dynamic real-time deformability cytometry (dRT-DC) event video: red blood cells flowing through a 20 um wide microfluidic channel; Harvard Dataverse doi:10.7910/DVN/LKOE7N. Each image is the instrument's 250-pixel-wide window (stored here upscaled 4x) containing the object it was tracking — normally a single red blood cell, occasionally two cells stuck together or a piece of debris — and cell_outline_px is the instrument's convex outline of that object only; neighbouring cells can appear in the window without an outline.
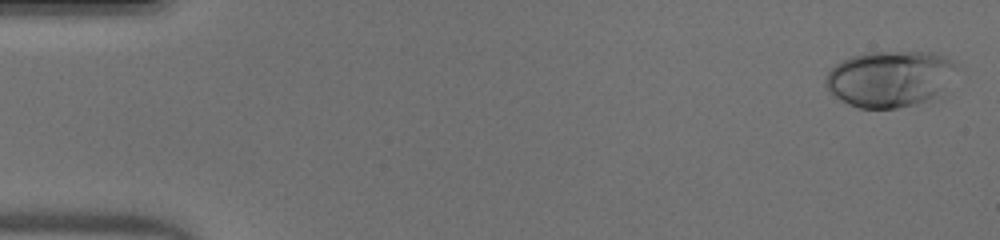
{"species": "human", "species_latin": "Homo sapiens", "temperature_condition": "warm", "stored_images_in_passage": 50, "camera_frame_rate_fps": 3000, "um_per_image_px": 0.085, "donor": {"sex": "male"}, "frame": {"image": 1, "passage_image": 2, "time_ms": 0.333, "image_size_px": [1000, 240], "cell_outline_px": [[956, 64], [940, 88], [928, 100], [916, 104], [896, 108], [860, 108], [848, 104], [832, 96], [828, 92], [824, 84], [824, 80], [828, 72], [836, 64], [852, 56], [864, 52], [932, 52], [944, 56]], "centroid_in_image_um": [75.48, 6.69], "position_along_channel_um": 9.5, "area_um2": 42.02}}
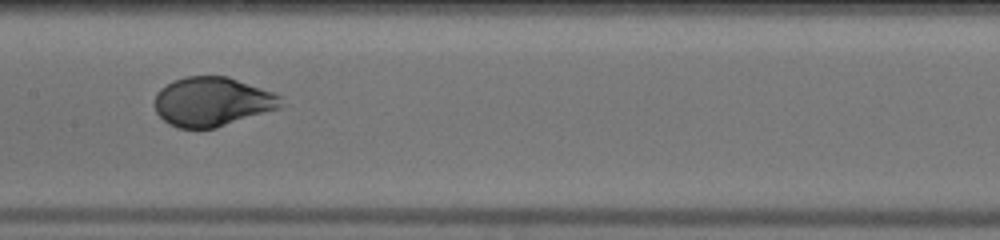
{"frame": {"image": 2, "passage_image": 26, "time_ms": 8.333, "image_size_px": [1000, 240], "cell_outline_px": [[280, 108], [216, 128], [176, 128], [168, 124], [156, 112], [156, 92], [160, 88], [172, 80], [184, 76], [228, 76], [272, 92], [280, 96]], "centroid_in_image_um": [18.0, 8.64], "position_along_channel_um": 189.4, "area_um2": 36.13}}
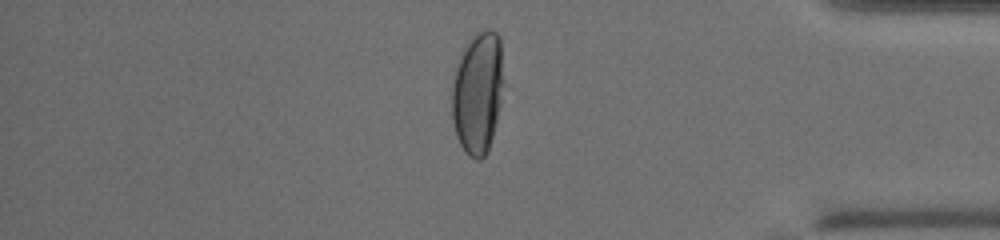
{"frame": {"image": 3, "passage_image": 43, "time_ms": 14.0, "image_size_px": [1000, 240], "cell_outline_px": [[504, 84], [500, 104], [492, 136], [488, 148], [484, 156], [480, 160], [476, 160], [468, 156], [464, 152], [456, 136], [452, 120], [452, 84], [456, 64], [464, 44], [476, 32], [484, 28], [492, 28], [500, 36], [504, 80]], "centroid_in_image_um": [40.6, 7.81], "position_along_channel_um": 394.6, "area_um2": 37.51}, "authors_computed_cell_mechanics": {"area_um2": 38.3214, "velocity_mm_per_s": 4.0811, "shape_relaxation_time_tau1_ms": 3.2885, "shape_relaxation_time_tau2_ms": null, "deformation_change_tau1": 0.2065, "deformation_change_tau2": null}}